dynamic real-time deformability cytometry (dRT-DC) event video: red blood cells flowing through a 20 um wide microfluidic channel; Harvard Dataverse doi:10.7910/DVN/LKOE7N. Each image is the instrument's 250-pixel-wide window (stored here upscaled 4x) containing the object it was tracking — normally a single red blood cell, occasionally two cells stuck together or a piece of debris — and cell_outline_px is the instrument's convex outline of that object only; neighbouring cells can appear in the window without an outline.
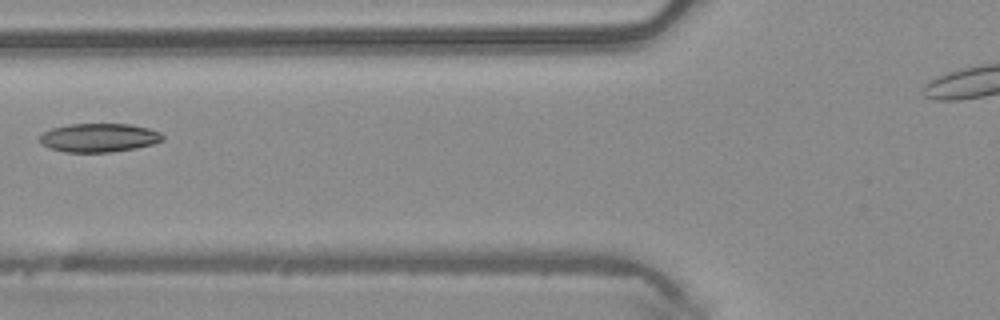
{"species": "common noctule bat (a hibernating species)", "species_latin": "Nyctalus noctula", "temperature_condition": "warm", "stored_images_in_passage": 3, "camera_frame_rate_fps": 3000, "um_per_image_px": 0.085, "animal": {"sex": "male", "body_mass_g": 20.4}, "frame": {"image": 1, "passage_image": 3, "time_ms": 0.667, "image_size_px": [1000, 320], "cell_outline_px": [[164, 140], [152, 144], [136, 148], [112, 152], [64, 152], [48, 148], [40, 144], [40, 136], [44, 132], [52, 128], [72, 124], [132, 124], [148, 128], [160, 132], [164, 136]], "centroid_in_image_um": [8.42, 11.71], "position_along_channel_um": 117.4, "area_um2": 20.63}}